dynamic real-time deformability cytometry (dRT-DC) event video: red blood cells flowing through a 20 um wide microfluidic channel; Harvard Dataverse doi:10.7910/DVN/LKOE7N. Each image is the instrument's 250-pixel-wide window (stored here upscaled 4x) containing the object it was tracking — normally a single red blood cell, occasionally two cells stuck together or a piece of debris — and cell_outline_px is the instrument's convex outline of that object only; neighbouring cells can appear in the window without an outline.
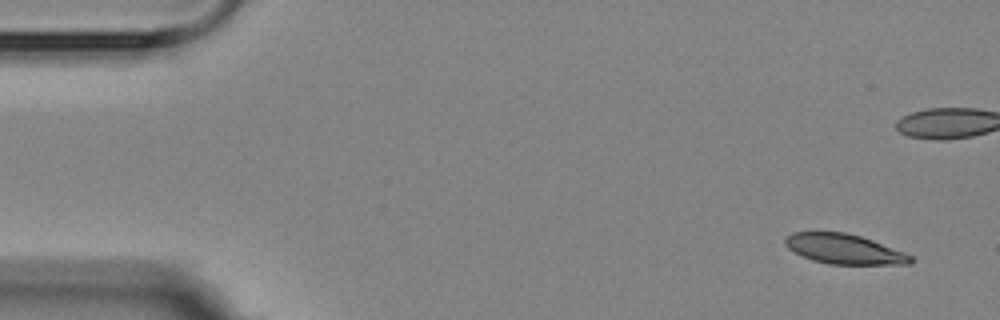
{"species": "Egyptian fruit bat (a non-hibernating species)", "species_latin": "Rousettus aegyptiacus", "temperature_condition": "room temperature", "stored_images_in_passage": 6, "camera_frame_rate_fps": 3000, "um_per_image_px": 0.085, "animal": {"sex": "female"}, "frame": {"image": 1, "passage_image": 1, "time_ms": 0.0, "image_size_px": [1000, 320], "cell_outline_px": [[916, 260], [912, 264], [828, 264], [812, 260], [800, 256], [788, 248], [784, 244], [784, 240], [792, 232], [844, 232], [860, 236], [872, 240], [904, 252], [912, 256]], "centroid_in_image_um": [71.75, 21.18], "position_along_channel_um": 13.2, "area_um2": 21.91}}
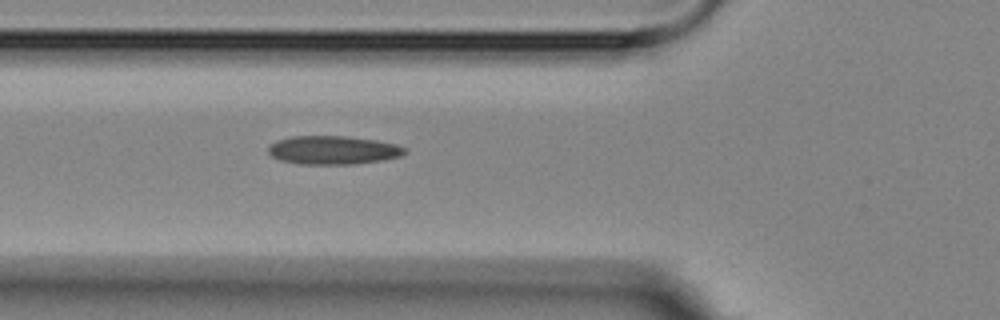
{"frame": {"image": 2, "passage_image": 6, "time_ms": 6.667, "image_size_px": [1000, 320], "cell_outline_px": [[408, 152], [400, 156], [380, 160], [352, 164], [300, 164], [280, 160], [272, 156], [268, 152], [268, 148], [276, 140], [292, 136], [348, 136], [376, 140], [396, 144], [408, 148]], "centroid_in_image_um": [28.33, 12.75], "position_along_channel_um": 97.5, "area_um2": 22.72}}